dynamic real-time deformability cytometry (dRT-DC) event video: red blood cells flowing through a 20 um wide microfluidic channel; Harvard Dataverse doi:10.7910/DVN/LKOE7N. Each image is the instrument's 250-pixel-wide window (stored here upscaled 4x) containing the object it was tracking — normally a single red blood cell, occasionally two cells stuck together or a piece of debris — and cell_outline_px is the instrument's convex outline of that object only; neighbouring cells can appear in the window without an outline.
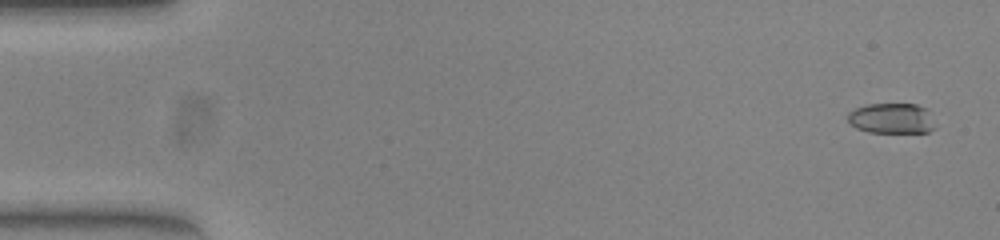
{"species": "common noctule bat (a hibernating species)", "species_latin": "Nyctalus noctula", "temperature_condition": "warm", "stored_images_in_passage": 52, "camera_frame_rate_fps": 3000, "um_per_image_px": 0.085, "animal": {"sex": "female", "body_mass_g": 23.0, "forearm_length_mm": 53.4}, "frame": {"image": 1, "passage_image": 3, "time_ms": 0.667, "image_size_px": [1000, 240], "cell_outline_px": [[936, 128], [928, 132], [868, 132], [856, 128], [848, 120], [848, 112], [856, 108], [868, 104], [916, 104], [928, 108]], "centroid_in_image_um": [75.82, 10.06], "position_along_channel_um": 9.2, "area_um2": 15.55}}
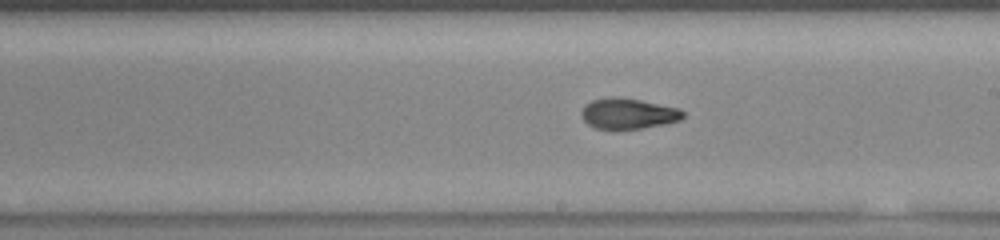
{"frame": {"image": 2, "passage_image": 31, "time_ms": 10.0, "image_size_px": [1000, 240], "cell_outline_px": [[684, 116], [680, 120], [664, 124], [640, 128], [596, 128], [588, 124], [584, 120], [580, 112], [584, 104], [592, 100], [612, 96], [616, 96], [640, 100], [680, 108], [684, 112]], "centroid_in_image_um": [53.38, 9.63], "position_along_channel_um": 235.6, "area_um2": 18.03}}
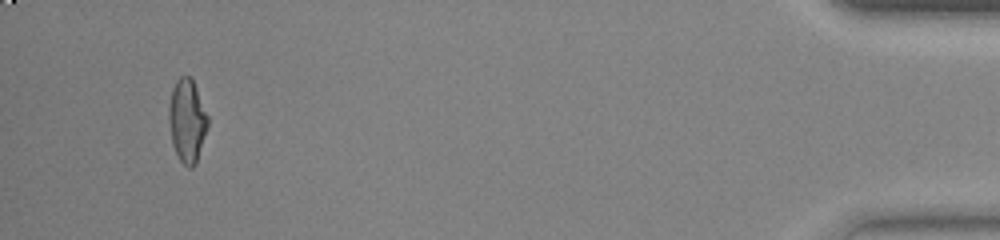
{"frame": {"image": 3, "passage_image": 51, "time_ms": 16.667, "image_size_px": [1000, 240], "cell_outline_px": [[208, 128], [196, 164], [192, 168], [188, 168], [180, 160], [172, 144], [168, 120], [168, 108], [172, 88], [176, 80], [180, 76], [188, 76], [192, 80], [196, 88], [208, 116]], "centroid_in_image_um": [15.9, 10.28], "position_along_channel_um": 419.3, "area_um2": 18.96}}